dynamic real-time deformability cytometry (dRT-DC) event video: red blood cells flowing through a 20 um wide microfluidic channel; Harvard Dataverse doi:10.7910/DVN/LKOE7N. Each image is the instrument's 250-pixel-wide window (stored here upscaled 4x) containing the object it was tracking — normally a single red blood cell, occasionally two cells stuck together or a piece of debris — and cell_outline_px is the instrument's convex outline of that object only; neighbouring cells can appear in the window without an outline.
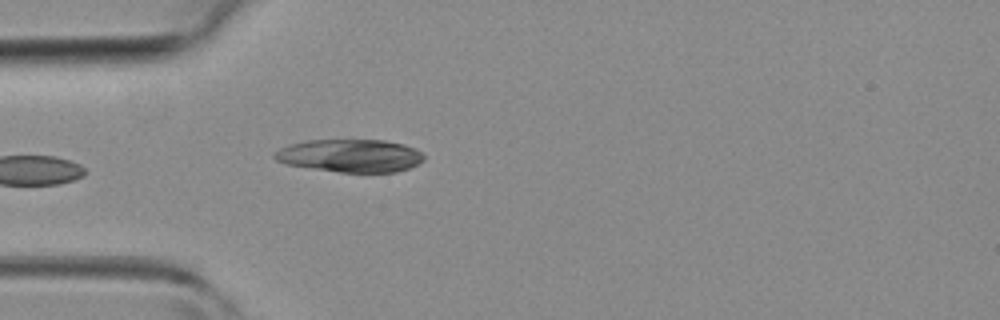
{"species": "common noctule bat (a hibernating species)", "species_latin": "Nyctalus noctula", "temperature_condition": "room temperature", "stored_images_in_passage": 31, "camera_frame_rate_fps": 3000, "um_per_image_px": 0.085, "animal": {"sex": "female", "body_mass_g": 19.3, "forearm_length_mm": 54.1}, "frame": {"image": 1, "passage_image": 1, "time_ms": 0.0, "image_size_px": [1000, 320], "cell_outline_px": [[424, 160], [408, 168], [396, 172], [340, 172], [284, 164], [276, 160], [272, 156], [272, 152], [280, 148], [292, 144], [308, 140], [384, 140], [404, 144], [416, 148], [424, 156]], "centroid_in_image_um": [29.75, 13.23], "position_along_channel_um": 55.2, "area_um2": 28.61}}